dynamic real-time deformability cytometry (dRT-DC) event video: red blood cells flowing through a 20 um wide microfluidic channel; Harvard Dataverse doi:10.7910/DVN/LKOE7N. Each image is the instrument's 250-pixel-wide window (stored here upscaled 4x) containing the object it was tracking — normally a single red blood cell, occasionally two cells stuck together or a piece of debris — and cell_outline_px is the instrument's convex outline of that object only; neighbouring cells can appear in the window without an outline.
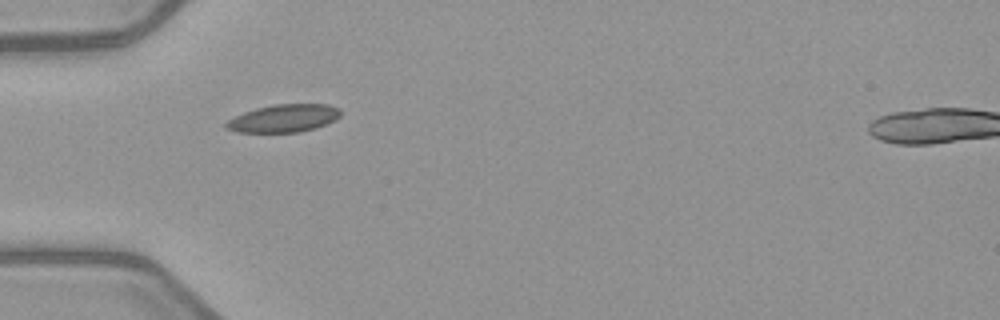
{"species": "common noctule bat (a hibernating species)", "species_latin": "Nyctalus noctula", "temperature_condition": "warm", "stored_images_in_passage": 2, "camera_frame_rate_fps": 3000, "um_per_image_px": 0.085, "animal": {"sex": "female", "body_mass_g": 21.9}, "frame": {"image": 1, "passage_image": 1, "time_ms": 0.0, "image_size_px": [1000, 320], "cell_outline_px": [[340, 116], [336, 120], [316, 128], [300, 132], [236, 132], [224, 128], [224, 124], [228, 120], [244, 112], [256, 108], [276, 104], [328, 104], [340, 108]], "centroid_in_image_um": [24.13, 10.06], "position_along_channel_um": 60.9, "area_um2": 18.61}}
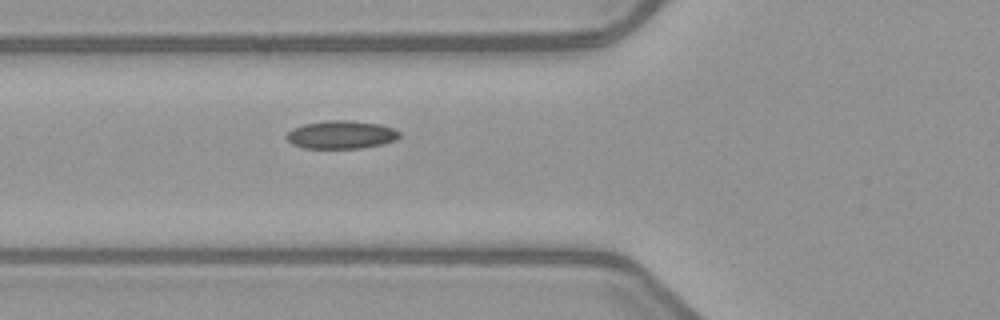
{"frame": {"image": 2, "passage_image": 2, "time_ms": 1.0, "image_size_px": [1000, 320], "cell_outline_px": [[400, 136], [396, 140], [384, 144], [360, 148], [304, 148], [292, 144], [284, 136], [292, 128], [304, 124], [324, 120], [352, 120], [380, 124], [392, 128], [400, 132]], "centroid_in_image_um": [29.0, 11.44], "position_along_channel_um": 96.8, "area_um2": 18.67}}